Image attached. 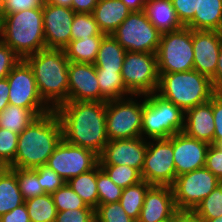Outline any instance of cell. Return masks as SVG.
I'll list each match as a JSON object with an SVG mask.
<instances>
[{
  "instance_id": "cell-1",
  "label": "cell",
  "mask_w": 222,
  "mask_h": 222,
  "mask_svg": "<svg viewBox=\"0 0 222 222\" xmlns=\"http://www.w3.org/2000/svg\"><path fill=\"white\" fill-rule=\"evenodd\" d=\"M63 139L72 145L100 155L108 143L106 135V102L68 101L55 109Z\"/></svg>"
},
{
  "instance_id": "cell-2",
  "label": "cell",
  "mask_w": 222,
  "mask_h": 222,
  "mask_svg": "<svg viewBox=\"0 0 222 222\" xmlns=\"http://www.w3.org/2000/svg\"><path fill=\"white\" fill-rule=\"evenodd\" d=\"M62 138V125L55 110L38 116L19 134L16 156L9 168L35 169L46 165Z\"/></svg>"
},
{
  "instance_id": "cell-3",
  "label": "cell",
  "mask_w": 222,
  "mask_h": 222,
  "mask_svg": "<svg viewBox=\"0 0 222 222\" xmlns=\"http://www.w3.org/2000/svg\"><path fill=\"white\" fill-rule=\"evenodd\" d=\"M24 60L32 68L39 95L52 110L68 102L70 61L64 49L46 48L27 56Z\"/></svg>"
},
{
  "instance_id": "cell-4",
  "label": "cell",
  "mask_w": 222,
  "mask_h": 222,
  "mask_svg": "<svg viewBox=\"0 0 222 222\" xmlns=\"http://www.w3.org/2000/svg\"><path fill=\"white\" fill-rule=\"evenodd\" d=\"M0 40L22 60L46 49L42 8L3 14L0 20Z\"/></svg>"
},
{
  "instance_id": "cell-5",
  "label": "cell",
  "mask_w": 222,
  "mask_h": 222,
  "mask_svg": "<svg viewBox=\"0 0 222 222\" xmlns=\"http://www.w3.org/2000/svg\"><path fill=\"white\" fill-rule=\"evenodd\" d=\"M217 92L211 79L196 70L159 74L157 94L183 112L208 102Z\"/></svg>"
},
{
  "instance_id": "cell-6",
  "label": "cell",
  "mask_w": 222,
  "mask_h": 222,
  "mask_svg": "<svg viewBox=\"0 0 222 222\" xmlns=\"http://www.w3.org/2000/svg\"><path fill=\"white\" fill-rule=\"evenodd\" d=\"M143 97L142 138L168 139L183 132L185 112L157 93Z\"/></svg>"
},
{
  "instance_id": "cell-7",
  "label": "cell",
  "mask_w": 222,
  "mask_h": 222,
  "mask_svg": "<svg viewBox=\"0 0 222 222\" xmlns=\"http://www.w3.org/2000/svg\"><path fill=\"white\" fill-rule=\"evenodd\" d=\"M158 73H180L194 70L192 29L183 27L161 35L156 52Z\"/></svg>"
},
{
  "instance_id": "cell-8",
  "label": "cell",
  "mask_w": 222,
  "mask_h": 222,
  "mask_svg": "<svg viewBox=\"0 0 222 222\" xmlns=\"http://www.w3.org/2000/svg\"><path fill=\"white\" fill-rule=\"evenodd\" d=\"M121 75L132 97L156 93L159 85L156 54L126 51Z\"/></svg>"
},
{
  "instance_id": "cell-9",
  "label": "cell",
  "mask_w": 222,
  "mask_h": 222,
  "mask_svg": "<svg viewBox=\"0 0 222 222\" xmlns=\"http://www.w3.org/2000/svg\"><path fill=\"white\" fill-rule=\"evenodd\" d=\"M131 96L106 102V135L109 141L142 137L143 102L138 103Z\"/></svg>"
},
{
  "instance_id": "cell-10",
  "label": "cell",
  "mask_w": 222,
  "mask_h": 222,
  "mask_svg": "<svg viewBox=\"0 0 222 222\" xmlns=\"http://www.w3.org/2000/svg\"><path fill=\"white\" fill-rule=\"evenodd\" d=\"M221 183L206 167L177 176L172 185L177 209L182 214H191Z\"/></svg>"
},
{
  "instance_id": "cell-11",
  "label": "cell",
  "mask_w": 222,
  "mask_h": 222,
  "mask_svg": "<svg viewBox=\"0 0 222 222\" xmlns=\"http://www.w3.org/2000/svg\"><path fill=\"white\" fill-rule=\"evenodd\" d=\"M161 35L141 11L131 12L111 36L126 51L156 54Z\"/></svg>"
},
{
  "instance_id": "cell-12",
  "label": "cell",
  "mask_w": 222,
  "mask_h": 222,
  "mask_svg": "<svg viewBox=\"0 0 222 222\" xmlns=\"http://www.w3.org/2000/svg\"><path fill=\"white\" fill-rule=\"evenodd\" d=\"M141 177L151 185L172 186L174 184L177 176L174 166L173 136L147 142Z\"/></svg>"
},
{
  "instance_id": "cell-13",
  "label": "cell",
  "mask_w": 222,
  "mask_h": 222,
  "mask_svg": "<svg viewBox=\"0 0 222 222\" xmlns=\"http://www.w3.org/2000/svg\"><path fill=\"white\" fill-rule=\"evenodd\" d=\"M9 104L30 109L37 117L52 109L39 95L32 68L21 60L7 76Z\"/></svg>"
},
{
  "instance_id": "cell-14",
  "label": "cell",
  "mask_w": 222,
  "mask_h": 222,
  "mask_svg": "<svg viewBox=\"0 0 222 222\" xmlns=\"http://www.w3.org/2000/svg\"><path fill=\"white\" fill-rule=\"evenodd\" d=\"M99 164V155L94 151L67 143L63 138L49 156L46 166L66 182L75 176L94 169Z\"/></svg>"
},
{
  "instance_id": "cell-15",
  "label": "cell",
  "mask_w": 222,
  "mask_h": 222,
  "mask_svg": "<svg viewBox=\"0 0 222 222\" xmlns=\"http://www.w3.org/2000/svg\"><path fill=\"white\" fill-rule=\"evenodd\" d=\"M68 101H108L100 91L94 64L69 62Z\"/></svg>"
},
{
  "instance_id": "cell-16",
  "label": "cell",
  "mask_w": 222,
  "mask_h": 222,
  "mask_svg": "<svg viewBox=\"0 0 222 222\" xmlns=\"http://www.w3.org/2000/svg\"><path fill=\"white\" fill-rule=\"evenodd\" d=\"M44 39L47 49H64L71 41L75 12L68 7L46 4L42 8Z\"/></svg>"
},
{
  "instance_id": "cell-17",
  "label": "cell",
  "mask_w": 222,
  "mask_h": 222,
  "mask_svg": "<svg viewBox=\"0 0 222 222\" xmlns=\"http://www.w3.org/2000/svg\"><path fill=\"white\" fill-rule=\"evenodd\" d=\"M146 150V137L108 141L99 155V164L127 165L141 173Z\"/></svg>"
},
{
  "instance_id": "cell-18",
  "label": "cell",
  "mask_w": 222,
  "mask_h": 222,
  "mask_svg": "<svg viewBox=\"0 0 222 222\" xmlns=\"http://www.w3.org/2000/svg\"><path fill=\"white\" fill-rule=\"evenodd\" d=\"M181 215L175 204L172 186L152 185L145 194L137 222H166Z\"/></svg>"
},
{
  "instance_id": "cell-19",
  "label": "cell",
  "mask_w": 222,
  "mask_h": 222,
  "mask_svg": "<svg viewBox=\"0 0 222 222\" xmlns=\"http://www.w3.org/2000/svg\"><path fill=\"white\" fill-rule=\"evenodd\" d=\"M210 144L187 136L173 135V154L176 176L205 167Z\"/></svg>"
},
{
  "instance_id": "cell-20",
  "label": "cell",
  "mask_w": 222,
  "mask_h": 222,
  "mask_svg": "<svg viewBox=\"0 0 222 222\" xmlns=\"http://www.w3.org/2000/svg\"><path fill=\"white\" fill-rule=\"evenodd\" d=\"M221 42L222 32L192 30L194 70L210 79L215 75Z\"/></svg>"
},
{
  "instance_id": "cell-21",
  "label": "cell",
  "mask_w": 222,
  "mask_h": 222,
  "mask_svg": "<svg viewBox=\"0 0 222 222\" xmlns=\"http://www.w3.org/2000/svg\"><path fill=\"white\" fill-rule=\"evenodd\" d=\"M214 131L212 97L208 102L197 105L185 112L183 132L187 136L213 144Z\"/></svg>"
},
{
  "instance_id": "cell-22",
  "label": "cell",
  "mask_w": 222,
  "mask_h": 222,
  "mask_svg": "<svg viewBox=\"0 0 222 222\" xmlns=\"http://www.w3.org/2000/svg\"><path fill=\"white\" fill-rule=\"evenodd\" d=\"M131 11L120 0H99L92 14L100 31L112 35Z\"/></svg>"
},
{
  "instance_id": "cell-23",
  "label": "cell",
  "mask_w": 222,
  "mask_h": 222,
  "mask_svg": "<svg viewBox=\"0 0 222 222\" xmlns=\"http://www.w3.org/2000/svg\"><path fill=\"white\" fill-rule=\"evenodd\" d=\"M144 13L150 23L162 34L184 27L177 17L171 0H146Z\"/></svg>"
},
{
  "instance_id": "cell-24",
  "label": "cell",
  "mask_w": 222,
  "mask_h": 222,
  "mask_svg": "<svg viewBox=\"0 0 222 222\" xmlns=\"http://www.w3.org/2000/svg\"><path fill=\"white\" fill-rule=\"evenodd\" d=\"M186 27L222 32V0H199L198 13Z\"/></svg>"
},
{
  "instance_id": "cell-25",
  "label": "cell",
  "mask_w": 222,
  "mask_h": 222,
  "mask_svg": "<svg viewBox=\"0 0 222 222\" xmlns=\"http://www.w3.org/2000/svg\"><path fill=\"white\" fill-rule=\"evenodd\" d=\"M24 203L25 200L15 175V168L2 167L0 169V216Z\"/></svg>"
},
{
  "instance_id": "cell-26",
  "label": "cell",
  "mask_w": 222,
  "mask_h": 222,
  "mask_svg": "<svg viewBox=\"0 0 222 222\" xmlns=\"http://www.w3.org/2000/svg\"><path fill=\"white\" fill-rule=\"evenodd\" d=\"M126 50L111 35H106L100 44L95 69H105L122 72L123 60Z\"/></svg>"
},
{
  "instance_id": "cell-27",
  "label": "cell",
  "mask_w": 222,
  "mask_h": 222,
  "mask_svg": "<svg viewBox=\"0 0 222 222\" xmlns=\"http://www.w3.org/2000/svg\"><path fill=\"white\" fill-rule=\"evenodd\" d=\"M105 36H94L85 40H72L64 48L66 57L70 62L94 64L100 48L102 39Z\"/></svg>"
},
{
  "instance_id": "cell-28",
  "label": "cell",
  "mask_w": 222,
  "mask_h": 222,
  "mask_svg": "<svg viewBox=\"0 0 222 222\" xmlns=\"http://www.w3.org/2000/svg\"><path fill=\"white\" fill-rule=\"evenodd\" d=\"M97 166L83 174L70 178L66 183L75 191L87 206L98 207Z\"/></svg>"
},
{
  "instance_id": "cell-29",
  "label": "cell",
  "mask_w": 222,
  "mask_h": 222,
  "mask_svg": "<svg viewBox=\"0 0 222 222\" xmlns=\"http://www.w3.org/2000/svg\"><path fill=\"white\" fill-rule=\"evenodd\" d=\"M36 118L37 116L30 109L9 104L0 112V128L19 135Z\"/></svg>"
},
{
  "instance_id": "cell-30",
  "label": "cell",
  "mask_w": 222,
  "mask_h": 222,
  "mask_svg": "<svg viewBox=\"0 0 222 222\" xmlns=\"http://www.w3.org/2000/svg\"><path fill=\"white\" fill-rule=\"evenodd\" d=\"M151 186V184L142 180L123 189L119 203L127 215L136 222L140 217L145 194Z\"/></svg>"
},
{
  "instance_id": "cell-31",
  "label": "cell",
  "mask_w": 222,
  "mask_h": 222,
  "mask_svg": "<svg viewBox=\"0 0 222 222\" xmlns=\"http://www.w3.org/2000/svg\"><path fill=\"white\" fill-rule=\"evenodd\" d=\"M25 204L31 222H55L58 211L51 194L25 200Z\"/></svg>"
},
{
  "instance_id": "cell-32",
  "label": "cell",
  "mask_w": 222,
  "mask_h": 222,
  "mask_svg": "<svg viewBox=\"0 0 222 222\" xmlns=\"http://www.w3.org/2000/svg\"><path fill=\"white\" fill-rule=\"evenodd\" d=\"M96 73L100 91L108 100L122 99L130 95L124 85L121 72L96 69Z\"/></svg>"
},
{
  "instance_id": "cell-33",
  "label": "cell",
  "mask_w": 222,
  "mask_h": 222,
  "mask_svg": "<svg viewBox=\"0 0 222 222\" xmlns=\"http://www.w3.org/2000/svg\"><path fill=\"white\" fill-rule=\"evenodd\" d=\"M101 169L119 187L127 188L142 181L141 173L127 165L99 164Z\"/></svg>"
},
{
  "instance_id": "cell-34",
  "label": "cell",
  "mask_w": 222,
  "mask_h": 222,
  "mask_svg": "<svg viewBox=\"0 0 222 222\" xmlns=\"http://www.w3.org/2000/svg\"><path fill=\"white\" fill-rule=\"evenodd\" d=\"M94 36H106L102 33L92 13H75L71 27V41L85 40Z\"/></svg>"
},
{
  "instance_id": "cell-35",
  "label": "cell",
  "mask_w": 222,
  "mask_h": 222,
  "mask_svg": "<svg viewBox=\"0 0 222 222\" xmlns=\"http://www.w3.org/2000/svg\"><path fill=\"white\" fill-rule=\"evenodd\" d=\"M191 215L196 219H213L222 216V183L200 202Z\"/></svg>"
},
{
  "instance_id": "cell-36",
  "label": "cell",
  "mask_w": 222,
  "mask_h": 222,
  "mask_svg": "<svg viewBox=\"0 0 222 222\" xmlns=\"http://www.w3.org/2000/svg\"><path fill=\"white\" fill-rule=\"evenodd\" d=\"M15 175L24 200L45 194L35 169L15 168Z\"/></svg>"
},
{
  "instance_id": "cell-37",
  "label": "cell",
  "mask_w": 222,
  "mask_h": 222,
  "mask_svg": "<svg viewBox=\"0 0 222 222\" xmlns=\"http://www.w3.org/2000/svg\"><path fill=\"white\" fill-rule=\"evenodd\" d=\"M98 205L119 202L123 188L117 186L109 176L97 165Z\"/></svg>"
},
{
  "instance_id": "cell-38",
  "label": "cell",
  "mask_w": 222,
  "mask_h": 222,
  "mask_svg": "<svg viewBox=\"0 0 222 222\" xmlns=\"http://www.w3.org/2000/svg\"><path fill=\"white\" fill-rule=\"evenodd\" d=\"M57 211L74 210L80 208H92L86 205L81 197L65 183L51 194Z\"/></svg>"
},
{
  "instance_id": "cell-39",
  "label": "cell",
  "mask_w": 222,
  "mask_h": 222,
  "mask_svg": "<svg viewBox=\"0 0 222 222\" xmlns=\"http://www.w3.org/2000/svg\"><path fill=\"white\" fill-rule=\"evenodd\" d=\"M18 134L8 129L0 128V165L9 167L15 159Z\"/></svg>"
},
{
  "instance_id": "cell-40",
  "label": "cell",
  "mask_w": 222,
  "mask_h": 222,
  "mask_svg": "<svg viewBox=\"0 0 222 222\" xmlns=\"http://www.w3.org/2000/svg\"><path fill=\"white\" fill-rule=\"evenodd\" d=\"M95 219L96 222H136L127 215L119 202L98 205Z\"/></svg>"
},
{
  "instance_id": "cell-41",
  "label": "cell",
  "mask_w": 222,
  "mask_h": 222,
  "mask_svg": "<svg viewBox=\"0 0 222 222\" xmlns=\"http://www.w3.org/2000/svg\"><path fill=\"white\" fill-rule=\"evenodd\" d=\"M35 170L38 174V182L41 183L40 185L46 194L54 193L66 183L65 180L46 165L39 166Z\"/></svg>"
},
{
  "instance_id": "cell-42",
  "label": "cell",
  "mask_w": 222,
  "mask_h": 222,
  "mask_svg": "<svg viewBox=\"0 0 222 222\" xmlns=\"http://www.w3.org/2000/svg\"><path fill=\"white\" fill-rule=\"evenodd\" d=\"M181 24L186 27L198 13L199 0H171Z\"/></svg>"
},
{
  "instance_id": "cell-43",
  "label": "cell",
  "mask_w": 222,
  "mask_h": 222,
  "mask_svg": "<svg viewBox=\"0 0 222 222\" xmlns=\"http://www.w3.org/2000/svg\"><path fill=\"white\" fill-rule=\"evenodd\" d=\"M55 222H96L94 208L58 211Z\"/></svg>"
},
{
  "instance_id": "cell-44",
  "label": "cell",
  "mask_w": 222,
  "mask_h": 222,
  "mask_svg": "<svg viewBox=\"0 0 222 222\" xmlns=\"http://www.w3.org/2000/svg\"><path fill=\"white\" fill-rule=\"evenodd\" d=\"M22 59L0 40V80L7 78Z\"/></svg>"
},
{
  "instance_id": "cell-45",
  "label": "cell",
  "mask_w": 222,
  "mask_h": 222,
  "mask_svg": "<svg viewBox=\"0 0 222 222\" xmlns=\"http://www.w3.org/2000/svg\"><path fill=\"white\" fill-rule=\"evenodd\" d=\"M212 112L215 125L213 144L216 145L222 141V91H217L212 96Z\"/></svg>"
},
{
  "instance_id": "cell-46",
  "label": "cell",
  "mask_w": 222,
  "mask_h": 222,
  "mask_svg": "<svg viewBox=\"0 0 222 222\" xmlns=\"http://www.w3.org/2000/svg\"><path fill=\"white\" fill-rule=\"evenodd\" d=\"M205 167L222 182V150L215 144L208 148Z\"/></svg>"
},
{
  "instance_id": "cell-47",
  "label": "cell",
  "mask_w": 222,
  "mask_h": 222,
  "mask_svg": "<svg viewBox=\"0 0 222 222\" xmlns=\"http://www.w3.org/2000/svg\"><path fill=\"white\" fill-rule=\"evenodd\" d=\"M3 14L18 13L28 9L43 8L46 0H3Z\"/></svg>"
},
{
  "instance_id": "cell-48",
  "label": "cell",
  "mask_w": 222,
  "mask_h": 222,
  "mask_svg": "<svg viewBox=\"0 0 222 222\" xmlns=\"http://www.w3.org/2000/svg\"><path fill=\"white\" fill-rule=\"evenodd\" d=\"M0 222H31L26 204L16 207L14 210L0 216Z\"/></svg>"
},
{
  "instance_id": "cell-49",
  "label": "cell",
  "mask_w": 222,
  "mask_h": 222,
  "mask_svg": "<svg viewBox=\"0 0 222 222\" xmlns=\"http://www.w3.org/2000/svg\"><path fill=\"white\" fill-rule=\"evenodd\" d=\"M99 0H72L75 13H92Z\"/></svg>"
},
{
  "instance_id": "cell-50",
  "label": "cell",
  "mask_w": 222,
  "mask_h": 222,
  "mask_svg": "<svg viewBox=\"0 0 222 222\" xmlns=\"http://www.w3.org/2000/svg\"><path fill=\"white\" fill-rule=\"evenodd\" d=\"M213 87L217 91H222V42L220 45V52L218 56V64L215 75L211 78Z\"/></svg>"
},
{
  "instance_id": "cell-51",
  "label": "cell",
  "mask_w": 222,
  "mask_h": 222,
  "mask_svg": "<svg viewBox=\"0 0 222 222\" xmlns=\"http://www.w3.org/2000/svg\"><path fill=\"white\" fill-rule=\"evenodd\" d=\"M9 105V82L7 78L0 80V112Z\"/></svg>"
},
{
  "instance_id": "cell-52",
  "label": "cell",
  "mask_w": 222,
  "mask_h": 222,
  "mask_svg": "<svg viewBox=\"0 0 222 222\" xmlns=\"http://www.w3.org/2000/svg\"><path fill=\"white\" fill-rule=\"evenodd\" d=\"M131 12L144 11L146 0H120Z\"/></svg>"
},
{
  "instance_id": "cell-53",
  "label": "cell",
  "mask_w": 222,
  "mask_h": 222,
  "mask_svg": "<svg viewBox=\"0 0 222 222\" xmlns=\"http://www.w3.org/2000/svg\"><path fill=\"white\" fill-rule=\"evenodd\" d=\"M48 4L61 6V7H68L72 9V0H46Z\"/></svg>"
},
{
  "instance_id": "cell-54",
  "label": "cell",
  "mask_w": 222,
  "mask_h": 222,
  "mask_svg": "<svg viewBox=\"0 0 222 222\" xmlns=\"http://www.w3.org/2000/svg\"><path fill=\"white\" fill-rule=\"evenodd\" d=\"M176 222H203L198 219H196L193 215L191 214H182Z\"/></svg>"
},
{
  "instance_id": "cell-55",
  "label": "cell",
  "mask_w": 222,
  "mask_h": 222,
  "mask_svg": "<svg viewBox=\"0 0 222 222\" xmlns=\"http://www.w3.org/2000/svg\"><path fill=\"white\" fill-rule=\"evenodd\" d=\"M203 222H222V216L213 219H198Z\"/></svg>"
},
{
  "instance_id": "cell-56",
  "label": "cell",
  "mask_w": 222,
  "mask_h": 222,
  "mask_svg": "<svg viewBox=\"0 0 222 222\" xmlns=\"http://www.w3.org/2000/svg\"><path fill=\"white\" fill-rule=\"evenodd\" d=\"M3 8H4V2L3 0H0V20L3 17Z\"/></svg>"
},
{
  "instance_id": "cell-57",
  "label": "cell",
  "mask_w": 222,
  "mask_h": 222,
  "mask_svg": "<svg viewBox=\"0 0 222 222\" xmlns=\"http://www.w3.org/2000/svg\"><path fill=\"white\" fill-rule=\"evenodd\" d=\"M216 146L219 147V148L222 150V141H221V142H218V143L216 144Z\"/></svg>"
},
{
  "instance_id": "cell-58",
  "label": "cell",
  "mask_w": 222,
  "mask_h": 222,
  "mask_svg": "<svg viewBox=\"0 0 222 222\" xmlns=\"http://www.w3.org/2000/svg\"><path fill=\"white\" fill-rule=\"evenodd\" d=\"M178 218H172L171 220H168L166 222H176Z\"/></svg>"
}]
</instances>
